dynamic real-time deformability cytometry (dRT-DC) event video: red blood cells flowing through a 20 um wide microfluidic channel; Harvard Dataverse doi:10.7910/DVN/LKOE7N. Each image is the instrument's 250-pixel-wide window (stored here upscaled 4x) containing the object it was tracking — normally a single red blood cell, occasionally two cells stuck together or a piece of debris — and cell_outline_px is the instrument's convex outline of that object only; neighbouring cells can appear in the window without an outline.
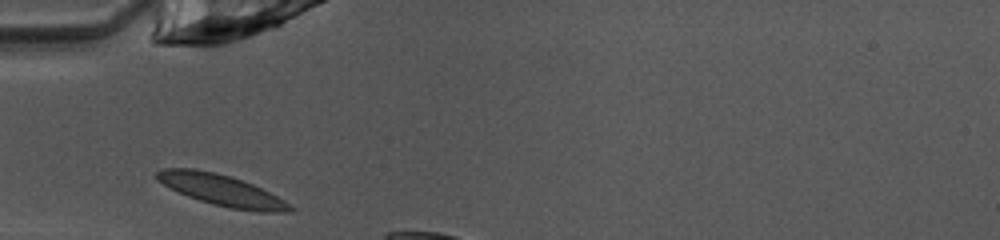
{"species": "common noctule bat (a hibernating species)", "species_latin": "Nyctalus noctula", "temperature_condition": "warm", "stored_images_in_passage": 4, "camera_frame_rate_fps": 3000, "um_per_image_px": 0.085, "animal": {"sex": "female", "body_mass_g": 10.0, "forearm_length_mm": 53.1}, "frame": {"image": 1, "passage_image": 1, "time_ms": 0.0, "image_size_px": [1000, 240], "cell_outline_px": [[296, 208], [292, 212], [260, 212], [228, 208], [212, 204], [188, 196], [156, 180], [156, 172], [164, 168], [192, 168], [216, 172], [252, 184], [284, 200]], "centroid_in_image_um": [18.86, 16.18], "position_along_channel_um": 66.1, "area_um2": 23.93}}